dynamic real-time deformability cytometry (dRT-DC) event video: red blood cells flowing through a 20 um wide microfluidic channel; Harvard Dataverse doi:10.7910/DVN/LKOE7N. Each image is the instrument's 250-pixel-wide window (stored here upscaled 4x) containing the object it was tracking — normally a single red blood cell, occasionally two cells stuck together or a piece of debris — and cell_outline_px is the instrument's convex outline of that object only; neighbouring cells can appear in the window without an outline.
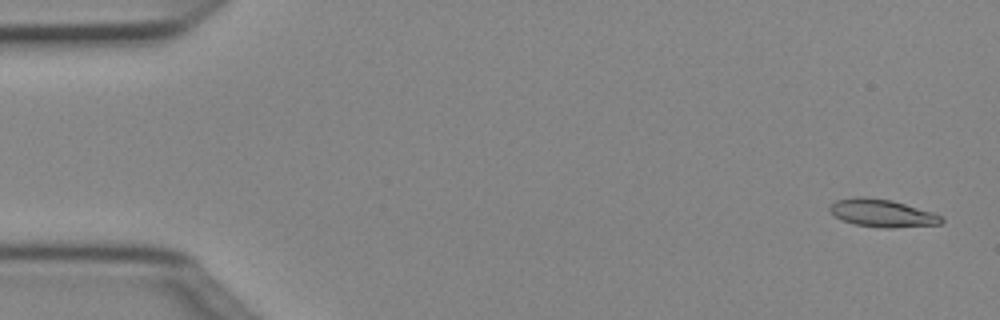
{"species": "Egyptian fruit bat (a non-hibernating species)", "species_latin": "Rousettus aegyptiacus", "temperature_condition": "cold", "stored_images_in_passage": 50, "camera_frame_rate_fps": 3000, "um_per_image_px": 0.085, "animal": {"sex": "female"}, "frame": {"image": 1, "passage_image": 2, "time_ms": 0.333, "image_size_px": [1000, 320], "cell_outline_px": [[944, 220], [940, 224], [892, 228], [884, 228], [856, 224], [844, 220], [836, 216], [828, 208], [836, 200], [860, 196], [864, 196], [892, 200], [932, 212], [940, 216]], "centroid_in_image_um": [75.0, 18.11], "position_along_channel_um": 10.0, "area_um2": 17.74}}
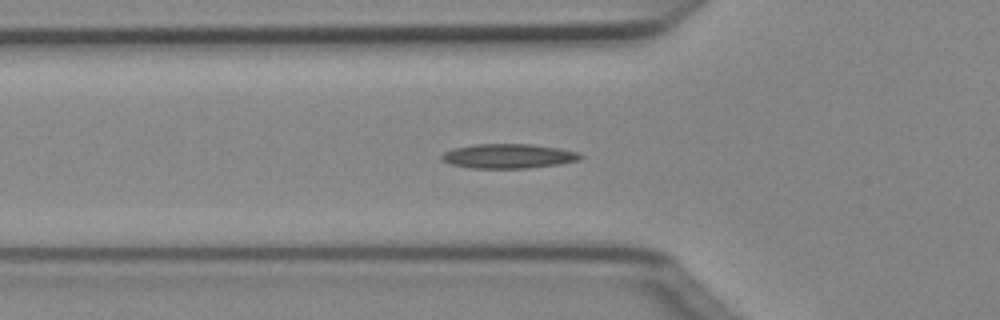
{"frame": {"image": 2, "passage_image": 17, "time_ms": 5.333, "image_size_px": [1000, 320], "cell_outline_px": [[584, 156], [580, 160], [560, 164], [528, 168], [472, 168], [452, 164], [440, 160], [440, 156], [444, 152], [452, 148], [476, 144], [532, 144], [560, 148], [580, 152]], "centroid_in_image_um": [43.24, 13.26], "position_along_channel_um": 82.6, "area_um2": 20.0}}
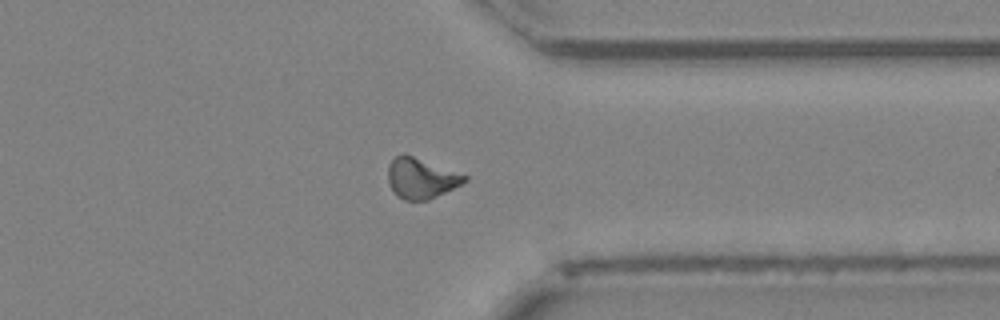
{"frame": {"image": 3, "passage_image": 39, "time_ms": 12.667, "image_size_px": [1000, 320], "cell_outline_px": [[468, 180], [428, 200], [404, 200], [396, 196], [388, 180], [388, 164], [396, 156], [404, 152], [468, 176]], "centroid_in_image_um": [35.76, 15.13], "position_along_channel_um": 375.6, "area_um2": 17.92}}